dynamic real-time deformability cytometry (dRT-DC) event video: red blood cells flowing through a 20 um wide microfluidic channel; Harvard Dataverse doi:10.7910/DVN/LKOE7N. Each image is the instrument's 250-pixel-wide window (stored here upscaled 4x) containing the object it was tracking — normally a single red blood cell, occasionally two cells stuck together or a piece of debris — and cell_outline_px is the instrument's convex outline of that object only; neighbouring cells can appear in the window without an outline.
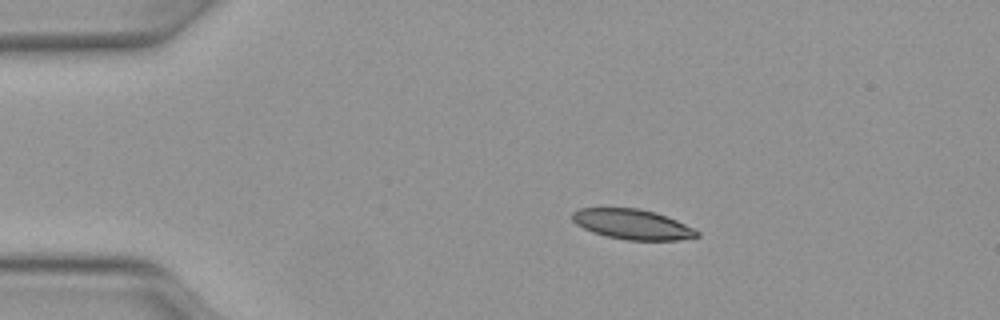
{"species": "Egyptian fruit bat (a non-hibernating species)", "species_latin": "Rousettus aegyptiacus", "temperature_condition": "warm", "stored_images_in_passage": 41, "camera_frame_rate_fps": 3000, "um_per_image_px": 0.085, "animal": {"sex": "female"}, "frame": {"image": 1, "passage_image": 1, "time_ms": 0.0, "image_size_px": [1000, 320], "cell_outline_px": [[700, 236], [680, 240], [628, 240], [608, 236], [592, 232], [576, 224], [572, 220], [572, 212], [580, 208], [640, 208], [656, 212], [676, 220], [700, 232]], "centroid_in_image_um": [53.75, 19.06], "position_along_channel_um": 31.2, "area_um2": 21.79}}
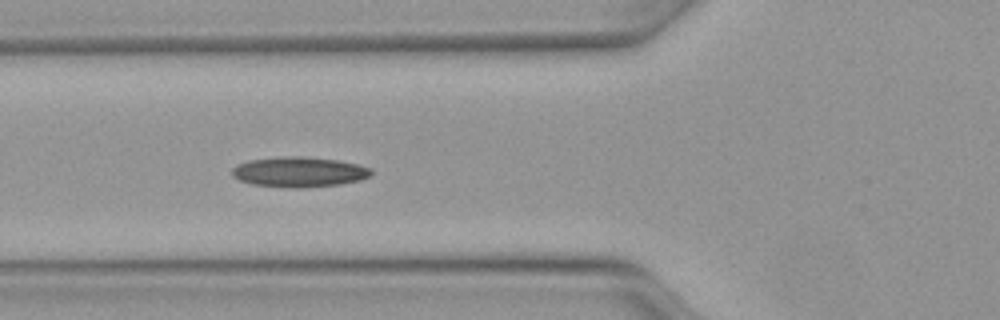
{"frame": {"image": 2, "passage_image": 10, "time_ms": 3.0, "image_size_px": [1000, 320], "cell_outline_px": [[372, 172], [368, 176], [360, 180], [340, 184], [300, 188], [288, 188], [252, 184], [240, 180], [232, 176], [232, 168], [236, 164], [248, 160], [284, 156], [300, 156], [336, 160], [356, 164], [372, 168]], "centroid_in_image_um": [25.38, 14.62], "position_along_channel_um": 100.4, "area_um2": 24.45}}
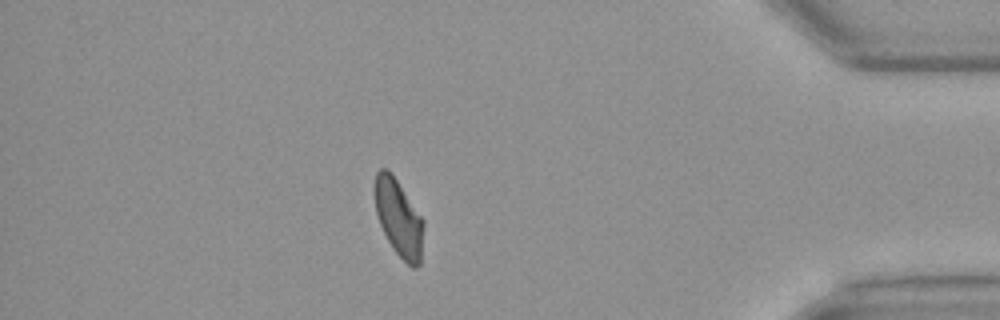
{"frame": {"image": 3, "passage_image": 35, "time_ms": 11.333, "image_size_px": [1000, 320], "cell_outline_px": [[424, 224], [420, 264], [416, 268], [412, 268], [392, 248], [380, 224], [376, 212], [376, 172], [380, 168], [388, 168], [424, 220]], "centroid_in_image_um": [33.91, 18.55], "position_along_channel_um": 401.3, "area_um2": 21.44}, "authors_computed_cell_mechanics": {"area_um2": 22.4264, "velocity_mm_per_s": 4.1061, "shape_relaxation_time_tau1_ms": 10.894, "shape_relaxation_time_tau2_ms": 3.3321, "deformation_change_tau1": 0.2454, "deformation_change_tau2": 0.0916}}